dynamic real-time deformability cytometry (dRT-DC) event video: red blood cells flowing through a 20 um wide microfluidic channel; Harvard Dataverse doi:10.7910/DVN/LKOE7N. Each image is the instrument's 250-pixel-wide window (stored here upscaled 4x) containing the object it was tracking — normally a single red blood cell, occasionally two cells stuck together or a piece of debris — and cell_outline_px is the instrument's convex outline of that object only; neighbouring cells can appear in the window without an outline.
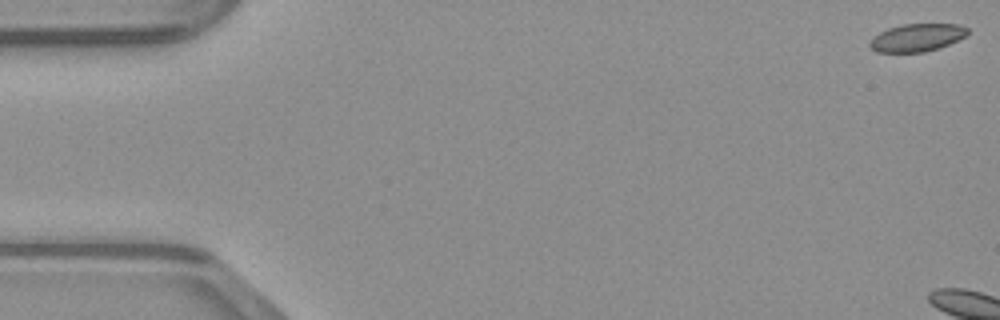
{"species": "common noctule bat (a hibernating species)", "species_latin": "Nyctalus noctula", "temperature_condition": "warm", "stored_images_in_passage": 5, "camera_frame_rate_fps": 3000, "um_per_image_px": 0.085, "animal": {"sex": "male", "body_mass_g": 23.1, "forearm_length_mm": 52.7}, "frame": {"image": 1, "passage_image": 1, "time_ms": 0.0, "image_size_px": [1000, 320], "cell_outline_px": [[968, 32], [964, 36], [948, 44], [924, 52], [876, 52], [868, 44], [880, 32], [888, 28], [904, 24], [960, 24], [968, 28]], "centroid_in_image_um": [77.94, 3.19], "position_along_channel_um": 7.1, "area_um2": 15.49}}